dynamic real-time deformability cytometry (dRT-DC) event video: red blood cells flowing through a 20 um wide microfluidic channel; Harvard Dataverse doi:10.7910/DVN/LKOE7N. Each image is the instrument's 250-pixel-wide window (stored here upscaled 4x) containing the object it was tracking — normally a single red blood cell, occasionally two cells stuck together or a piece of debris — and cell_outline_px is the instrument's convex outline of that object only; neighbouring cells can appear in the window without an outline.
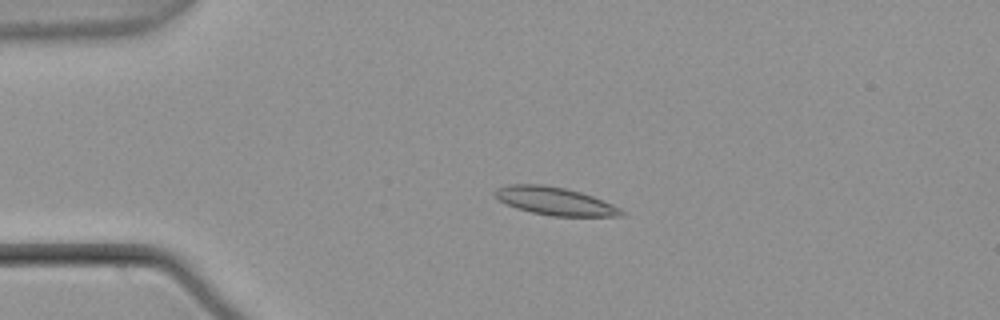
{"species": "common noctule bat (a hibernating species)", "species_latin": "Nyctalus noctula", "temperature_condition": "warm", "stored_images_in_passage": 54, "camera_frame_rate_fps": 3000, "um_per_image_px": 0.085, "animal": {"sex": "male", "body_mass_g": 21.5, "forearm_length_mm": 52.0}, "frame": {"image": 1, "passage_image": 12, "time_ms": 3.667, "image_size_px": [1000, 320], "cell_outline_px": [[628, 212], [624, 216], [552, 216], [532, 212], [516, 208], [492, 196], [492, 192], [496, 188], [508, 184], [544, 184], [564, 188], [580, 192], [604, 200]], "centroid_in_image_um": [47.17, 17.09], "position_along_channel_um": 37.8, "area_um2": 20.75}}
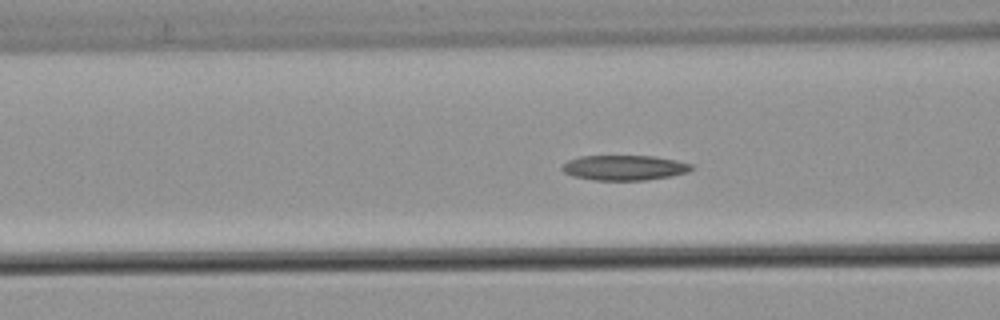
{"frame": {"image": 2, "passage_image": 21, "time_ms": 6.667, "image_size_px": [1000, 320], "cell_outline_px": [[692, 168], [688, 172], [672, 176], [644, 180], [592, 180], [572, 176], [564, 172], [560, 168], [568, 160], [580, 156], [656, 156], [676, 160], [692, 164]], "centroid_in_image_um": [53.06, 14.25], "position_along_channel_um": 113.5, "area_um2": 18.96}}
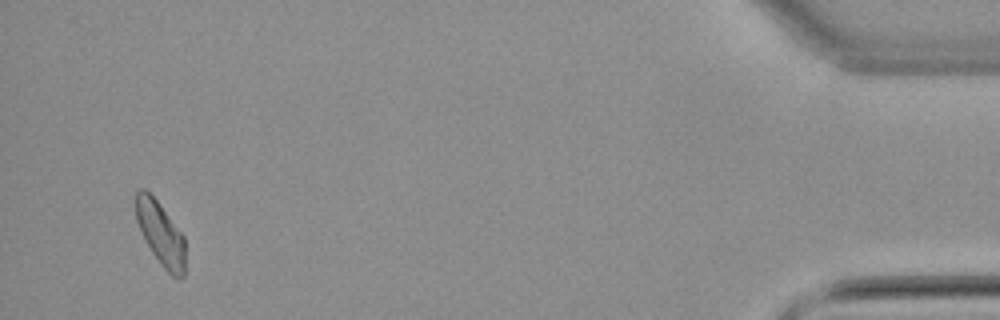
{"frame": {"image": 3, "passage_image": 52, "time_ms": 17.0, "image_size_px": [1000, 320], "cell_outline_px": [[184, 276], [180, 280], [176, 280], [160, 264], [152, 252], [136, 220], [136, 192], [140, 188], [144, 188], [156, 200], [184, 236]], "centroid_in_image_um": [13.66, 19.89], "position_along_channel_um": 421.5, "area_um2": 17.92}}